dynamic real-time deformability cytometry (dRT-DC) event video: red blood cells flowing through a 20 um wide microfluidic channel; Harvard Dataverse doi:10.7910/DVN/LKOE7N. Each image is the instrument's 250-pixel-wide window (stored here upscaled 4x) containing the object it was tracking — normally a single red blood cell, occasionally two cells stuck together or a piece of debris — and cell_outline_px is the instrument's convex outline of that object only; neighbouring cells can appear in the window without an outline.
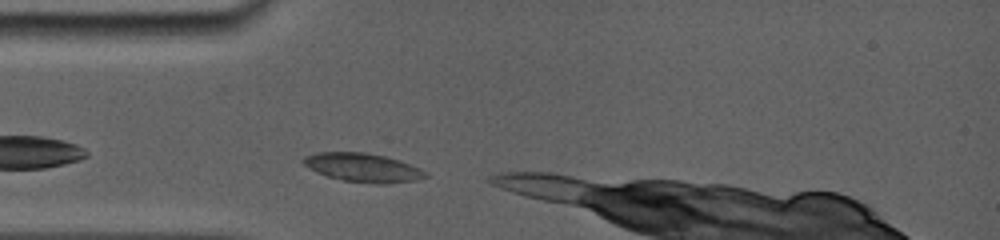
{"species": "common noctule bat (a hibernating species)", "species_latin": "Nyctalus noctula", "temperature_condition": "room temperature", "stored_images_in_passage": 6, "camera_frame_rate_fps": 5000, "um_per_image_px": 0.085, "animal": {"sex": "female", "body_mass_g": 19.0, "forearm_length_mm": 56.7}, "frame": {"image": 1, "passage_image": 1, "time_ms": 0.0, "image_size_px": [1000, 240], "cell_outline_px": [[428, 176], [416, 180], [388, 184], [376, 184], [344, 180], [328, 176], [316, 172], [308, 168], [300, 160], [304, 156], [316, 152], [364, 152], [384, 156], [400, 160], [420, 168], [428, 172]], "centroid_in_image_um": [30.85, 14.24], "position_along_channel_um": 54.2, "area_um2": 20.58}}